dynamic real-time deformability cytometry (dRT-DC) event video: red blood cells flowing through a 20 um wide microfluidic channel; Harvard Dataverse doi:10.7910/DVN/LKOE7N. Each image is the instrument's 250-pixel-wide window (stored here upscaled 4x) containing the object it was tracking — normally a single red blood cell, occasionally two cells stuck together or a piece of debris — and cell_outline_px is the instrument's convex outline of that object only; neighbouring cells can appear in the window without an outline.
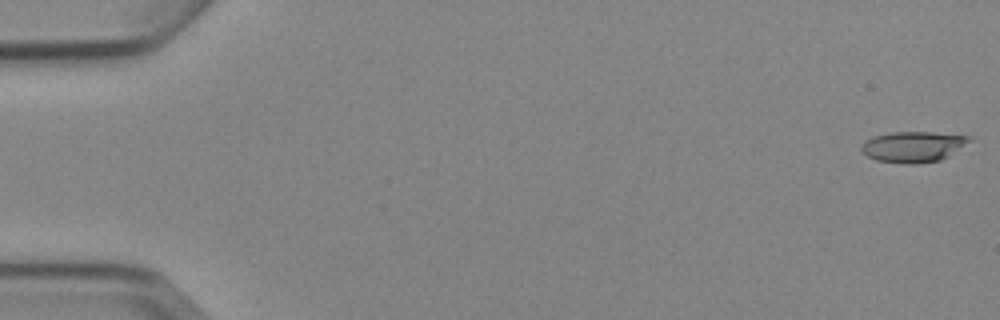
{"species": "Egyptian fruit bat (a non-hibernating species)", "species_latin": "Rousettus aegyptiacus", "temperature_condition": "cold", "stored_images_in_passage": 9, "camera_frame_rate_fps": 3000, "um_per_image_px": 0.085, "animal": {"sex": "female"}, "frame": {"image": 1, "passage_image": 1, "time_ms": 0.0, "image_size_px": [1000, 320], "cell_outline_px": [[976, 140], [948, 156], [940, 160], [916, 164], [904, 164], [876, 160], [860, 152], [860, 148], [868, 140], [876, 136], [892, 132], [932, 132], [972, 136]], "centroid_in_image_um": [77.71, 12.47], "position_along_channel_um": 7.3, "area_um2": 19.54}}
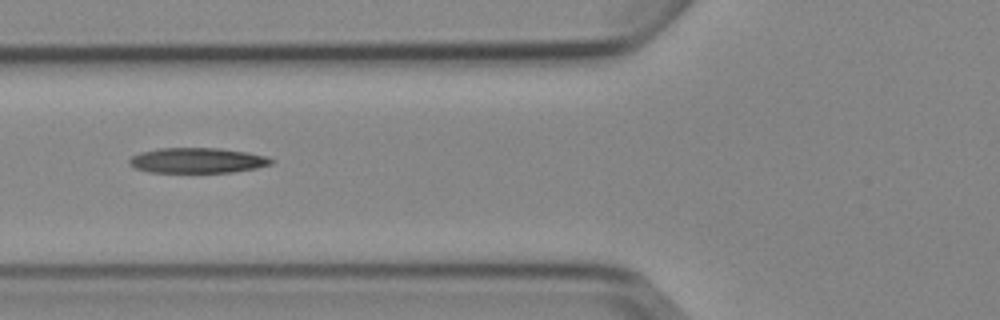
{"frame": {"image": 2, "passage_image": 6, "time_ms": 6.667, "image_size_px": [1000, 320], "cell_outline_px": [[272, 164], [256, 168], [232, 172], [148, 172], [136, 168], [128, 164], [128, 160], [132, 156], [140, 152], [160, 148], [220, 148], [248, 152], [264, 156], [272, 160]], "centroid_in_image_um": [16.74, 13.63], "position_along_channel_um": 109.1, "area_um2": 20.81}}
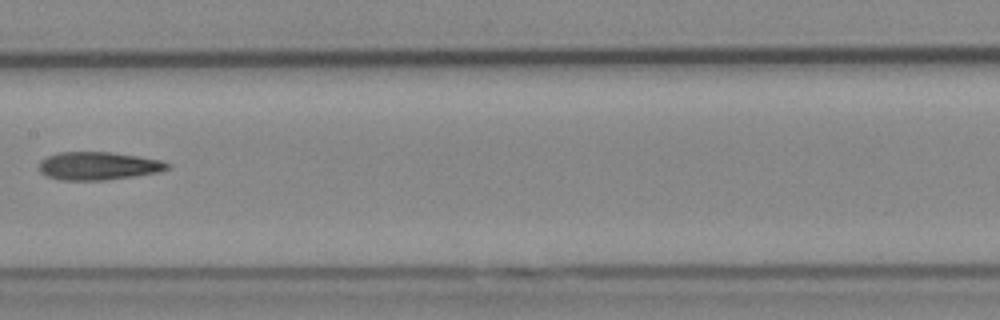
{"frame": {"image": 3, "passage_image": 8, "time_ms": 9.0, "image_size_px": [1000, 320], "cell_outline_px": [[172, 168], [160, 172], [104, 180], [60, 180], [48, 176], [40, 172], [40, 160], [48, 156], [60, 152], [112, 152], [160, 160], [172, 164]], "centroid_in_image_um": [8.39, 14.1], "position_along_channel_um": 199.0, "area_um2": 20.92}}